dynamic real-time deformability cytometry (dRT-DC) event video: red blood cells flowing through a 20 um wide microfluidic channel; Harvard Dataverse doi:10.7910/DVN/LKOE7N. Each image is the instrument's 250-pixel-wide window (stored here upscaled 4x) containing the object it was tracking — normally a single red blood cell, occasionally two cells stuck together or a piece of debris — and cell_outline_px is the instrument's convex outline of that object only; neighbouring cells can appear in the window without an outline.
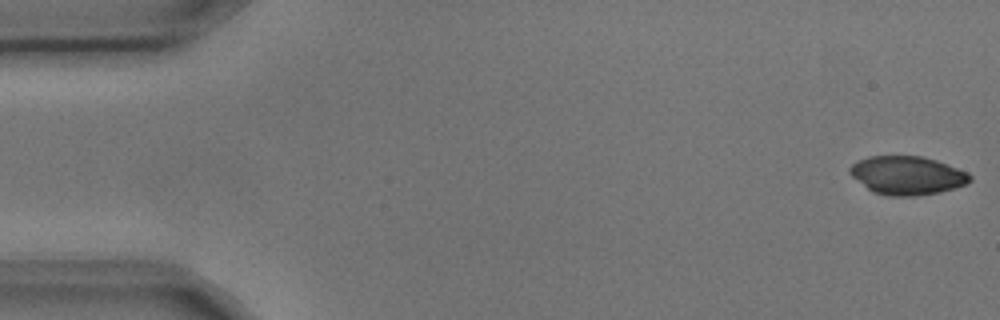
{"species": "common noctule bat (a hibernating species)", "species_latin": "Nyctalus noctula", "temperature_condition": "cold", "stored_images_in_passage": 4, "camera_frame_rate_fps": 3000, "um_per_image_px": 0.085, "animal": {"sex": "male", "body_mass_g": 17.9, "forearm_length_mm": 54.2}, "frame": {"image": 1, "passage_image": 1, "time_ms": 0.0, "image_size_px": [1000, 320], "cell_outline_px": [[972, 180], [968, 184], [940, 192], [916, 196], [888, 196], [876, 192], [868, 188], [852, 176], [848, 172], [848, 168], [852, 164], [868, 156], [924, 156], [936, 160], [968, 172], [972, 176]], "centroid_in_image_um": [77.14, 14.9], "position_along_channel_um": 7.9, "area_um2": 26.93}}
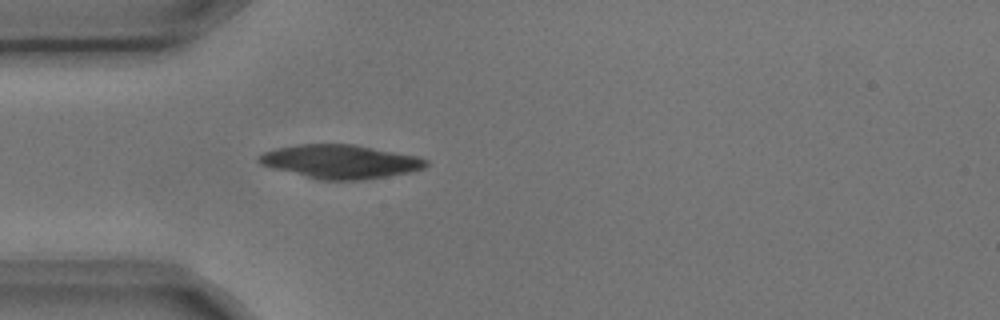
{"frame": {"image": 2, "passage_image": 4, "time_ms": 1.0, "image_size_px": [1000, 320], "cell_outline_px": [[428, 164], [424, 168], [412, 172], [364, 180], [320, 180], [260, 164], [256, 160], [256, 156], [272, 148], [296, 144], [356, 144], [420, 156], [428, 160]], "centroid_in_image_um": [28.95, 13.72], "position_along_channel_um": 56.0, "area_um2": 33.23}}